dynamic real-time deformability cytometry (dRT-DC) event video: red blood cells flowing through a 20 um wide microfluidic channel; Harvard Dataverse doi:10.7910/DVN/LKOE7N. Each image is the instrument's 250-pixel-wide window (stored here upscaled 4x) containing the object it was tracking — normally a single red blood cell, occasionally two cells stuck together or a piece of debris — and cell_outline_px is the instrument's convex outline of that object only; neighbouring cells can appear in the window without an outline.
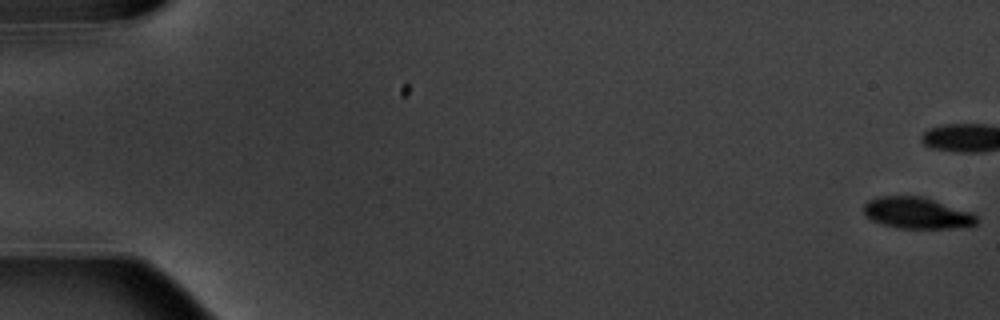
{"species": "common noctule bat (a hibernating species)", "species_latin": "Nyctalus noctula", "temperature_condition": "warm", "stored_images_in_passage": 11, "camera_frame_rate_fps": 3000, "um_per_image_px": 0.085, "animal": {"sex": "male", "body_mass_g": 20.1, "forearm_length_mm": 53.5}, "frame": {"image": 1, "passage_image": 1, "time_ms": 0.0, "image_size_px": [1000, 320], "cell_outline_px": [[976, 224], [960, 228], [896, 228], [872, 220], [864, 212], [864, 204], [868, 200], [876, 196], [920, 196], [972, 212], [976, 216]], "centroid_in_image_um": [77.93, 18.1], "position_along_channel_um": 7.1, "area_um2": 20.46}}